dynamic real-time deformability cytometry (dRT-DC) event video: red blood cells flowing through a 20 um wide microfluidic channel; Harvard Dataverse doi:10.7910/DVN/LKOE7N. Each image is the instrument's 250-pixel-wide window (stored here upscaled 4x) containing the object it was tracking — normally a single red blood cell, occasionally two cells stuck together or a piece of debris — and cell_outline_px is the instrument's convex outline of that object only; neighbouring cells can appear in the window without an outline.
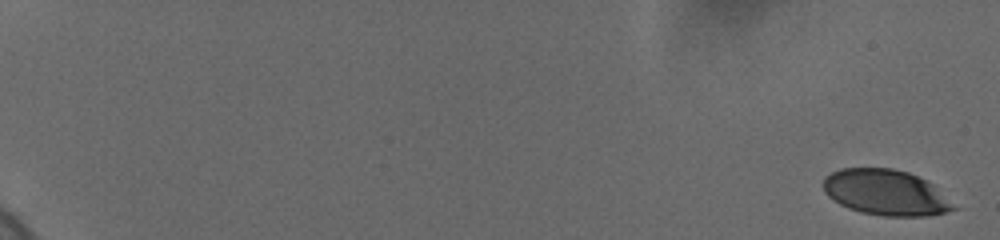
{"species": "human", "species_latin": "Homo sapiens", "temperature_condition": "cold", "stored_images_in_passage": 14, "camera_frame_rate_fps": 3000, "um_per_image_px": 0.085, "donor": {"sex": "female"}, "frame": {"image": 1, "passage_image": 1, "time_ms": 0.0, "image_size_px": [1000, 240], "cell_outline_px": [[956, 208], [944, 212], [928, 216], [884, 216], [860, 212], [848, 208], [832, 200], [824, 192], [824, 176], [840, 168], [892, 168], [908, 172], [932, 184]], "centroid_in_image_um": [75.22, 16.36], "position_along_channel_um": 9.8, "area_um2": 34.33}}
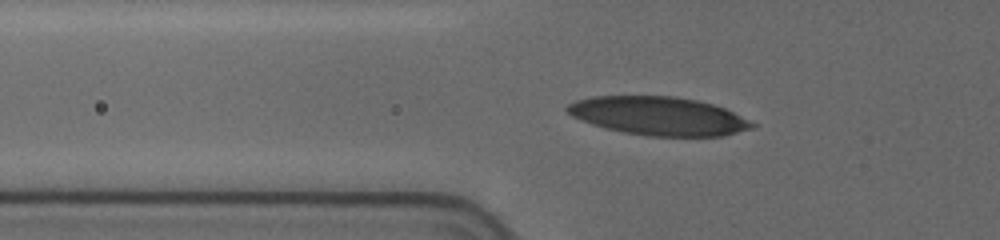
{"frame": {"image": 2, "passage_image": 13, "time_ms": 7.667, "image_size_px": [1000, 240], "cell_outline_px": [[756, 128], [724, 136], [648, 136], [624, 132], [604, 128], [580, 120], [572, 116], [564, 108], [568, 104], [576, 100], [592, 96], [676, 96], [696, 100], [712, 104], [724, 108], [756, 124]], "centroid_in_image_um": [55.97, 9.86], "position_along_channel_um": 69.8, "area_um2": 41.5}}